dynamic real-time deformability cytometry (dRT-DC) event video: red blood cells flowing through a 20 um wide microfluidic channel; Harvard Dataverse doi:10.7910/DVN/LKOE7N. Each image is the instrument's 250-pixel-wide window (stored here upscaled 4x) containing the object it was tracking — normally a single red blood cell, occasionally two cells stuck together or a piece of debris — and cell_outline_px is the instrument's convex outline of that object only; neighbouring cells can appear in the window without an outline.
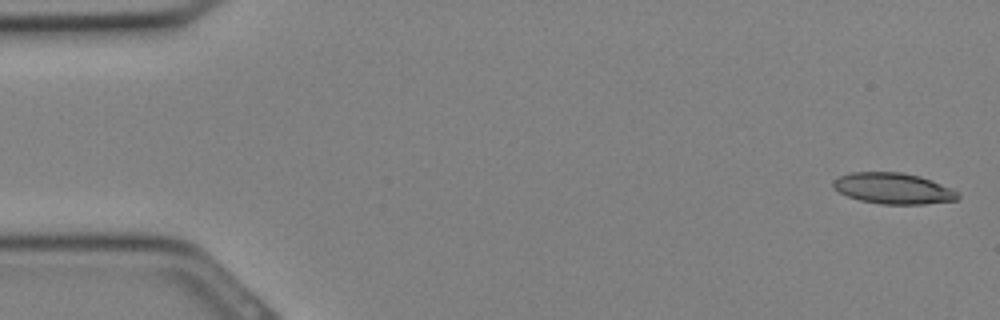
{"species": "Egyptian fruit bat (a non-hibernating species)", "species_latin": "Rousettus aegyptiacus", "temperature_condition": "cold", "stored_images_in_passage": 19, "camera_frame_rate_fps": 3000, "um_per_image_px": 0.085, "animal": {"sex": "female"}, "frame": {"image": 1, "passage_image": 1, "time_ms": 0.0, "image_size_px": [1000, 320], "cell_outline_px": [[960, 196], [956, 200], [924, 204], [880, 204], [860, 200], [848, 196], [840, 192], [832, 184], [832, 180], [840, 176], [852, 172], [904, 172], [920, 176], [932, 180], [952, 188]], "centroid_in_image_um": [75.94, 16.01], "position_along_channel_um": 9.1, "area_um2": 22.48}}
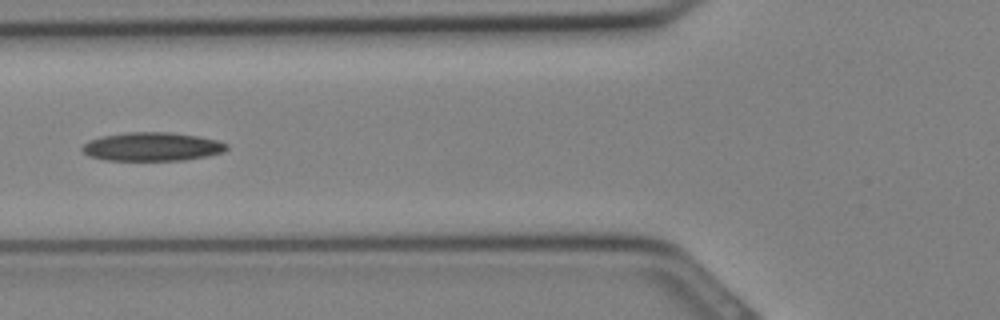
{"frame": {"image": 2, "passage_image": 12, "time_ms": 3.667, "image_size_px": [1000, 320], "cell_outline_px": [[228, 148], [224, 152], [208, 156], [184, 160], [108, 160], [88, 156], [80, 148], [88, 140], [100, 136], [128, 132], [172, 132], [200, 136], [216, 140], [228, 144]], "centroid_in_image_um": [12.93, 12.46], "position_along_channel_um": 112.9, "area_um2": 24.28}}
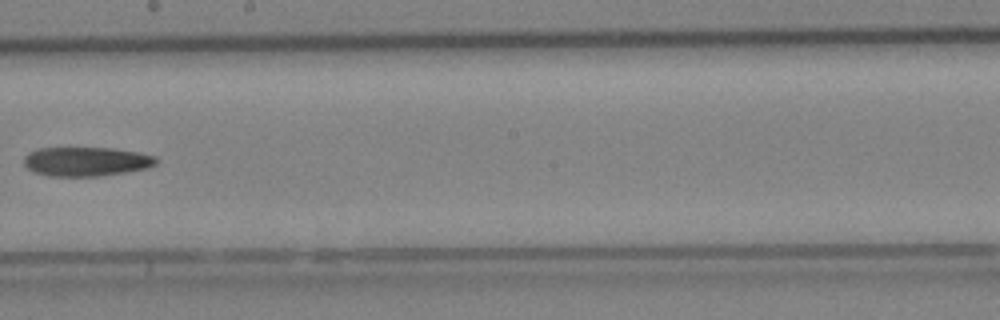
{"frame": {"image": 3, "passage_image": 18, "time_ms": 5.667, "image_size_px": [1000, 320], "cell_outline_px": [[160, 160], [156, 164], [148, 168], [100, 176], [48, 176], [36, 172], [28, 168], [24, 164], [24, 156], [28, 152], [40, 148], [112, 148], [136, 152], [156, 156]], "centroid_in_image_um": [7.35, 13.73], "position_along_channel_um": 240.9, "area_um2": 22.48}}